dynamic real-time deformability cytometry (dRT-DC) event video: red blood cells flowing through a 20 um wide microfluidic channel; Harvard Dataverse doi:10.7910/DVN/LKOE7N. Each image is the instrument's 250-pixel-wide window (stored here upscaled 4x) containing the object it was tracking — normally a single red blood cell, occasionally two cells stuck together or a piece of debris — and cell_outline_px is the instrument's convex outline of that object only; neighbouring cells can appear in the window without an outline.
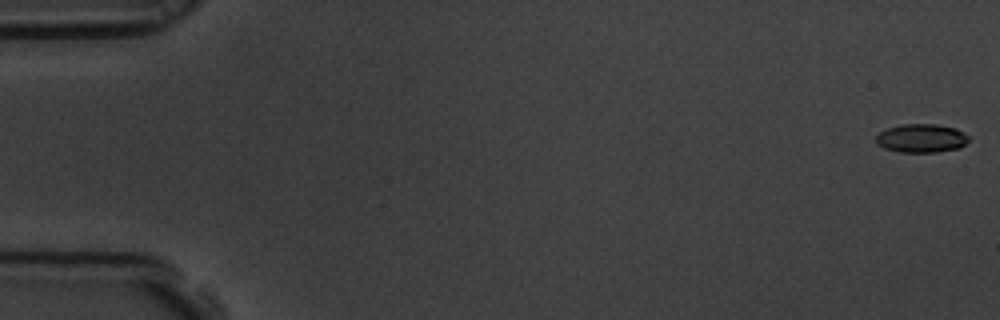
{"species": "common noctule bat (a hibernating species)", "species_latin": "Nyctalus noctula", "temperature_condition": "room temperature", "stored_images_in_passage": 59, "camera_frame_rate_fps": 3000, "um_per_image_px": 0.085, "animal": {"sex": "male", "body_mass_g": 19.5, "forearm_length_mm": 54.6}, "frame": {"image": 1, "passage_image": 1, "time_ms": 0.0, "image_size_px": [1000, 320], "cell_outline_px": [[968, 140], [960, 148], [936, 152], [900, 152], [884, 148], [876, 144], [876, 136], [880, 132], [888, 128], [900, 124], [936, 124], [956, 128], [968, 136]], "centroid_in_image_um": [78.3, 11.75], "position_along_channel_um": 6.7, "area_um2": 15.43}}
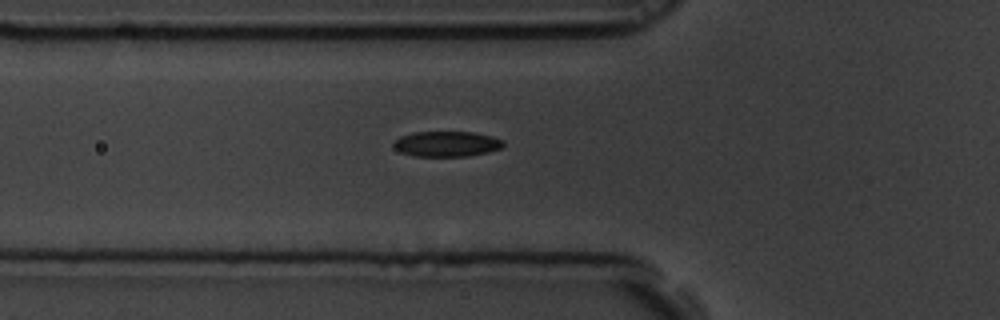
{"frame": {"image": 2, "passage_image": 21, "time_ms": 6.667, "image_size_px": [1000, 320], "cell_outline_px": [[504, 144], [500, 148], [488, 152], [468, 156], [416, 156], [400, 152], [392, 144], [392, 140], [400, 136], [412, 132], [476, 132], [492, 136], [504, 140]], "centroid_in_image_um": [37.95, 12.22], "position_along_channel_um": 87.8, "area_um2": 16.36}}
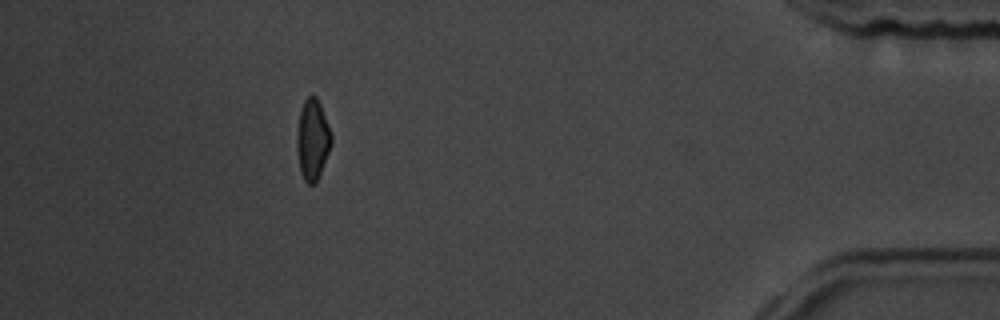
{"frame": {"image": 3, "passage_image": 53, "time_ms": 17.333, "image_size_px": [1000, 320], "cell_outline_px": [[332, 144], [320, 172], [316, 180], [312, 184], [308, 184], [304, 180], [300, 172], [296, 148], [296, 136], [300, 112], [304, 100], [308, 96], [316, 96], [320, 104], [332, 136]], "centroid_in_image_um": [26.55, 11.86], "position_along_channel_um": 408.7, "area_um2": 16.01}, "authors_computed_cell_mechanics": {"area_um2": 16.1262, "velocity_mm_per_s": 3.5096, "shape_relaxation_time_tau1_ms": 3.3056, "shape_relaxation_time_tau2_ms": 1.6084, "deformation_change_tau1": 0.1264, "deformation_change_tau2": 0.0718}}